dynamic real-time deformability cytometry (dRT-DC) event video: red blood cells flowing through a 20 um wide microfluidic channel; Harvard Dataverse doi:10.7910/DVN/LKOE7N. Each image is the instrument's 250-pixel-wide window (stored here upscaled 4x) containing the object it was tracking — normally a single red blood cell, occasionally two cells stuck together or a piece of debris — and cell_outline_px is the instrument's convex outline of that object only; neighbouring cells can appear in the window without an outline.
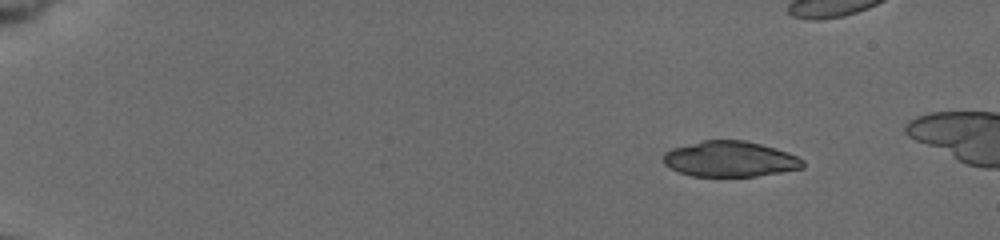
{"species": "common noctule bat (a hibernating species)", "species_latin": "Nyctalus noctula", "temperature_condition": "cold", "stored_images_in_passage": 8, "camera_frame_rate_fps": 3000, "um_per_image_px": 0.085, "animal": {"sex": "female", "body_mass_g": 19.5, "forearm_length_mm": 54.1}, "frame": {"image": 1, "passage_image": 2, "time_ms": 1.0, "image_size_px": [1000, 240], "cell_outline_px": [[804, 168], [756, 176], [692, 176], [680, 172], [664, 164], [664, 152], [672, 148], [704, 140], [744, 140], [760, 144], [788, 152], [804, 160]], "centroid_in_image_um": [62.06, 13.52], "position_along_channel_um": 22.9, "area_um2": 28.73}}
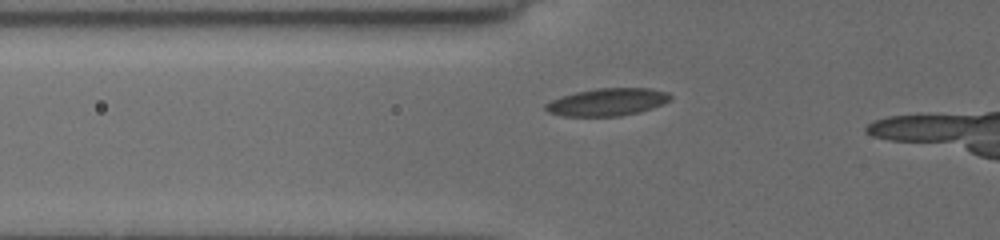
{"frame": {"image": 2, "passage_image": 8, "time_ms": 7.333, "image_size_px": [1000, 240], "cell_outline_px": [[672, 100], [664, 104], [640, 112], [620, 116], [560, 116], [548, 112], [544, 108], [544, 104], [560, 96], [576, 92], [596, 88], [648, 88], [668, 92], [672, 96]], "centroid_in_image_um": [51.63, 8.67], "position_along_channel_um": 74.2, "area_um2": 20.23}}